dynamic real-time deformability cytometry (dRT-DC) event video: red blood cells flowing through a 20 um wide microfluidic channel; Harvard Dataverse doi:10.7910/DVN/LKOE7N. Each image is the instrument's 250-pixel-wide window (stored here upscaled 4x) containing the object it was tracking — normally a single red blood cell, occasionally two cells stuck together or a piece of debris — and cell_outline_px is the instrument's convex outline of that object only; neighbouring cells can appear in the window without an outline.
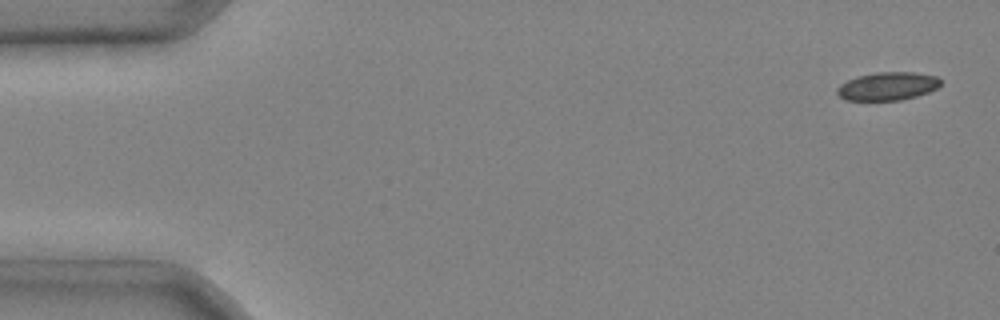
{"species": "common noctule bat (a hibernating species)", "species_latin": "Nyctalus noctula", "temperature_condition": "cold", "stored_images_in_passage": 6, "camera_frame_rate_fps": 3000, "um_per_image_px": 0.085, "animal": {"sex": "male", "body_mass_g": 20.4}, "frame": {"image": 1, "passage_image": 1, "time_ms": 0.0, "image_size_px": [1000, 320], "cell_outline_px": [[940, 84], [936, 88], [928, 92], [916, 96], [900, 100], [844, 100], [836, 92], [836, 88], [840, 84], [856, 76], [876, 72], [916, 72], [936, 76], [940, 80]], "centroid_in_image_um": [75.42, 7.32], "position_along_channel_um": 9.6, "area_um2": 16.99}}
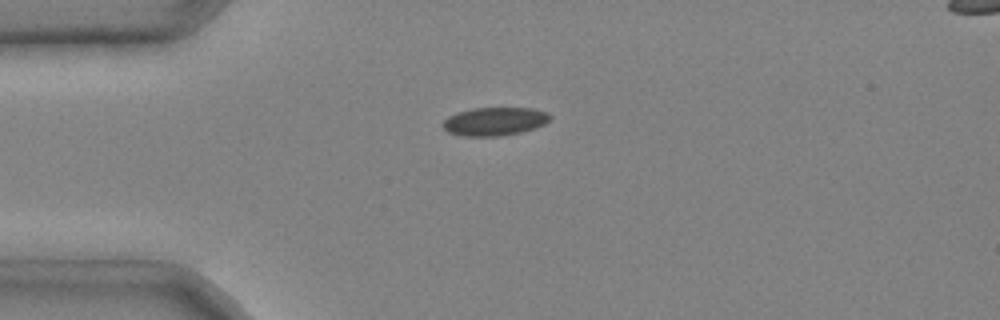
{"frame": {"image": 2, "passage_image": 4, "time_ms": 1.0, "image_size_px": [1000, 320], "cell_outline_px": [[552, 116], [544, 124], [536, 128], [520, 132], [500, 136], [460, 136], [448, 132], [444, 128], [444, 120], [448, 116], [456, 112], [472, 108], [532, 108], [548, 112]], "centroid_in_image_um": [42.04, 10.31], "position_along_channel_um": 43.0, "area_um2": 17.74}}
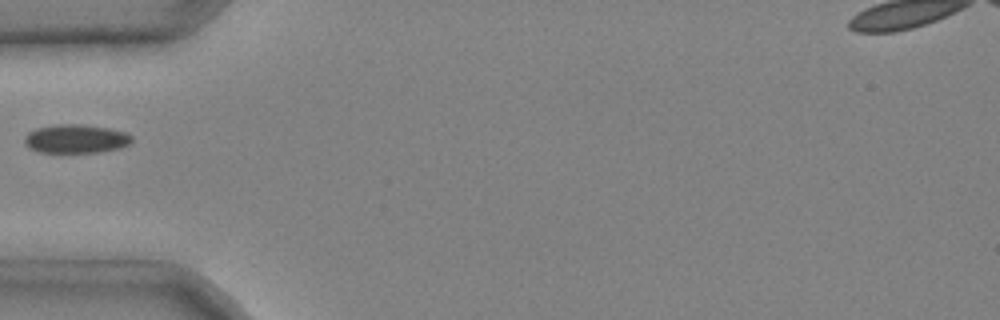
{"frame": {"image": 3, "passage_image": 5, "time_ms": 1.333, "image_size_px": [1000, 320], "cell_outline_px": [[132, 140], [128, 144], [120, 148], [96, 152], [40, 152], [28, 148], [24, 144], [24, 140], [28, 132], [36, 128], [56, 124], [80, 124], [112, 128], [124, 132], [132, 136]], "centroid_in_image_um": [6.43, 11.79], "position_along_channel_um": 78.6, "area_um2": 17.98}}